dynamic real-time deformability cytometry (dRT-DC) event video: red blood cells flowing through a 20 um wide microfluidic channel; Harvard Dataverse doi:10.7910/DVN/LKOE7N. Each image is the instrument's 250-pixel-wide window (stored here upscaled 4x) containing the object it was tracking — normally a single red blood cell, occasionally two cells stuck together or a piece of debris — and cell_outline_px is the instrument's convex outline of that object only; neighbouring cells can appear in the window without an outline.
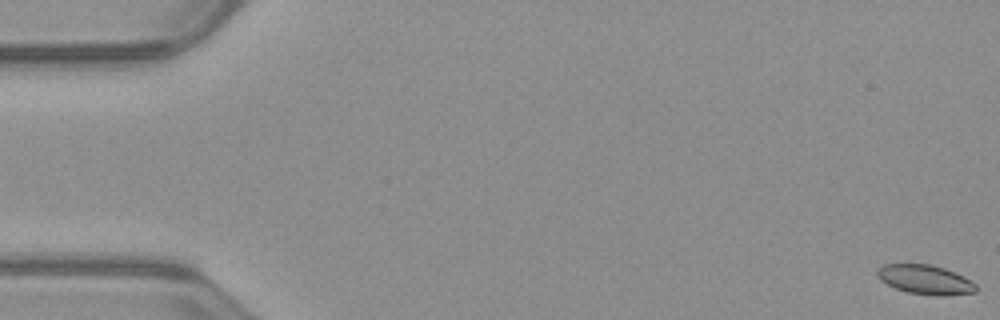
{"species": "common noctule bat (a hibernating species)", "species_latin": "Nyctalus noctula", "temperature_condition": "warm", "stored_images_in_passage": 53, "camera_frame_rate_fps": 3000, "um_per_image_px": 0.085, "animal": {"sex": "male", "body_mass_g": 23.1, "forearm_length_mm": 52.7}, "frame": {"image": 1, "passage_image": 1, "time_ms": 0.0, "image_size_px": [1000, 320], "cell_outline_px": [[976, 292], [940, 296], [936, 296], [908, 292], [896, 288], [880, 280], [876, 276], [876, 272], [884, 264], [928, 264], [944, 268], [964, 276], [972, 280], [976, 284]], "centroid_in_image_um": [78.66, 23.77], "position_along_channel_um": 6.3, "area_um2": 16.82}}
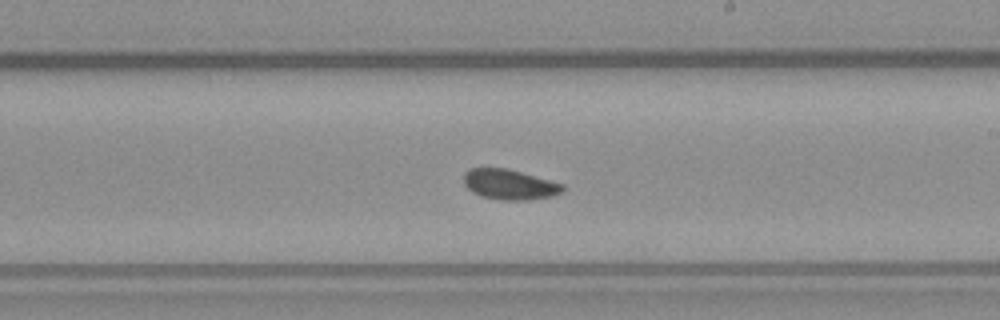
{"frame": {"image": 2, "passage_image": 31, "time_ms": 10.0, "image_size_px": [1000, 320], "cell_outline_px": [[564, 192], [552, 196], [528, 200], [500, 200], [480, 196], [472, 192], [464, 184], [464, 172], [468, 168], [508, 168], [564, 184]], "centroid_in_image_um": [43.31, 15.68], "position_along_channel_um": 245.7, "area_um2": 17.63}}
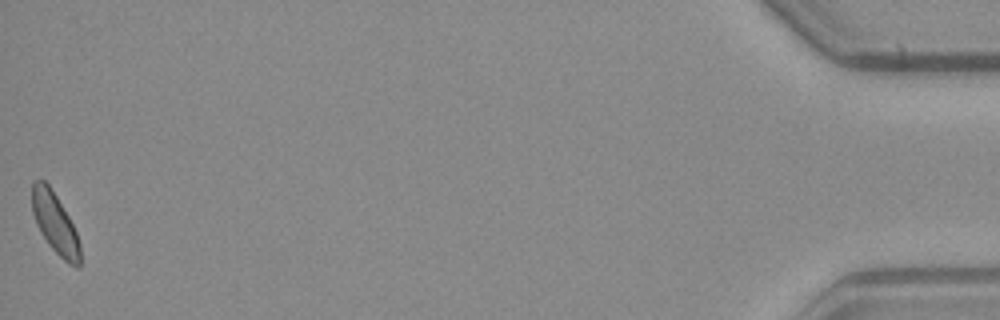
{"frame": {"image": 3, "passage_image": 53, "time_ms": 17.333, "image_size_px": [1000, 320], "cell_outline_px": [[80, 268], [76, 268], [68, 264], [48, 244], [40, 232], [36, 224], [32, 212], [32, 180], [44, 180], [48, 184], [56, 196], [68, 216], [76, 232], [80, 244]], "centroid_in_image_um": [4.67, 19.0], "position_along_channel_um": 430.5, "area_um2": 16.94}, "authors_computed_cell_mechanics": {"area_um2": 17.4556, "velocity_mm_per_s": 3.9595, "shape_relaxation_time_tau1_ms": 6.362, "shape_relaxation_time_tau2_ms": 3.4643, "deformation_change_tau1": 0.0859, "deformation_change_tau2": 0.0788}}